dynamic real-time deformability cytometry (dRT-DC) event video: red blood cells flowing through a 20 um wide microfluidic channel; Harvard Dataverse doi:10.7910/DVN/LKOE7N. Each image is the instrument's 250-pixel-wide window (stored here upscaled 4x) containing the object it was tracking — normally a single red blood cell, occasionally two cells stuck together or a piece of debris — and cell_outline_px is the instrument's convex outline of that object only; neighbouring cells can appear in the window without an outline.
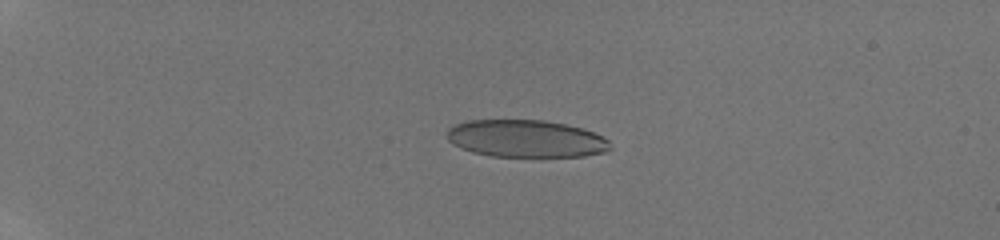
{"species": "human", "species_latin": "Homo sapiens", "temperature_condition": "room temperature", "stored_images_in_passage": 47, "camera_frame_rate_fps": 3000, "um_per_image_px": 0.085, "donor": {"sex": "male"}, "frame": {"image": 1, "passage_image": 14, "time_ms": 4.667, "image_size_px": [1000, 240], "cell_outline_px": [[612, 148], [604, 152], [584, 156], [492, 156], [472, 152], [452, 144], [448, 140], [448, 128], [456, 124], [468, 120], [544, 120], [564, 124], [580, 128], [592, 132], [608, 140]], "centroid_in_image_um": [44.68, 11.78], "position_along_channel_um": 40.3, "area_um2": 35.26}}
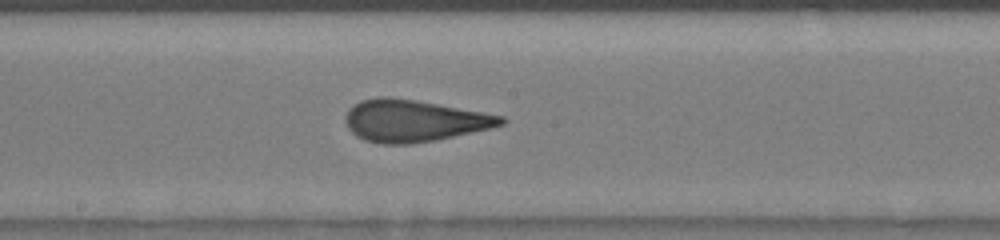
{"frame": {"image": 2, "passage_image": 29, "time_ms": 10.667, "image_size_px": [1000, 240], "cell_outline_px": [[508, 120], [504, 124], [492, 128], [436, 140], [412, 144], [384, 144], [364, 140], [356, 136], [348, 128], [344, 120], [348, 108], [352, 104], [360, 100], [376, 96], [388, 96], [416, 100], [484, 112], [504, 116]], "centroid_in_image_um": [35.16, 10.25], "position_along_channel_um": 213.0, "area_um2": 38.44}}
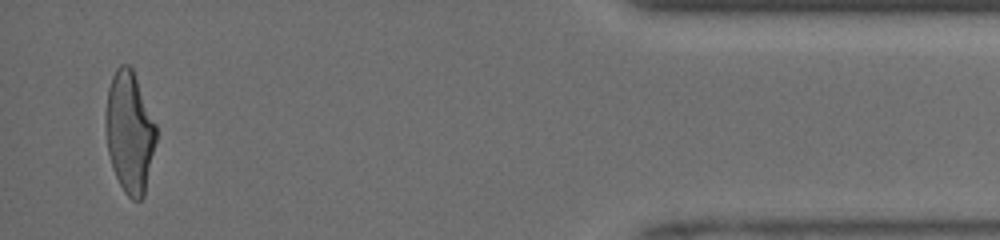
{"frame": {"image": 3, "passage_image": 46, "time_ms": 17.0, "image_size_px": [1000, 240], "cell_outline_px": [[156, 140], [144, 196], [140, 200], [132, 200], [124, 192], [112, 168], [108, 152], [104, 128], [104, 116], [108, 88], [112, 76], [116, 68], [120, 64], [128, 64], [132, 68], [156, 124]], "centroid_in_image_um": [10.98, 11.22], "position_along_channel_um": 424.2, "area_um2": 35.89}, "authors_computed_cell_mechanics": {"area_um2": 37.2232, "velocity_mm_per_s": 4.1667, "shape_relaxation_time_tau1_ms": 9.686, "shape_relaxation_time_tau2_ms": 0.5386, "deformation_change_tau1": 0.2894, "deformation_change_tau2": 0.0666}}